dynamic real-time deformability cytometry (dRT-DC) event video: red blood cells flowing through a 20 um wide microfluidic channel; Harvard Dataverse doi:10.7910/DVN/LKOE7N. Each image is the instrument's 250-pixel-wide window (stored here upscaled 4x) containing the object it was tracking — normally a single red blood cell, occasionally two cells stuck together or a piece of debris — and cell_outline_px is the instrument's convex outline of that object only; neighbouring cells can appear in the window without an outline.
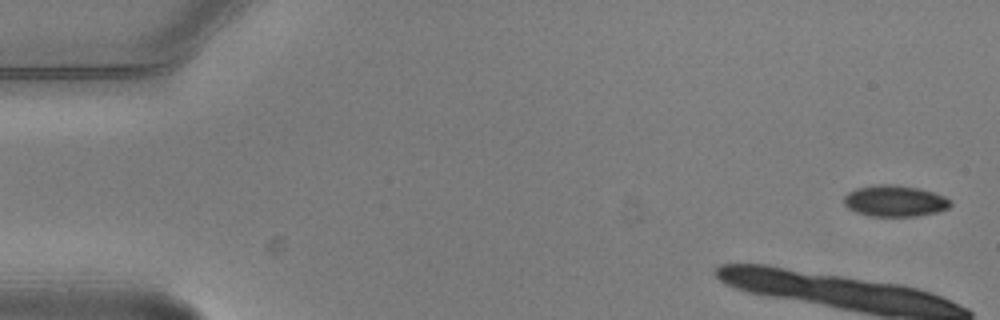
{"species": "common noctule bat (a hibernating species)", "species_latin": "Nyctalus noctula", "temperature_condition": "warm", "stored_images_in_passage": 6, "camera_frame_rate_fps": 3000, "um_per_image_px": 0.085, "animal": {"sex": "male", "body_mass_g": 20.5, "forearm_length_mm": 52.5}, "frame": {"image": 1, "passage_image": 1, "time_ms": 0.0, "image_size_px": [1000, 320], "cell_outline_px": [[952, 204], [948, 208], [936, 212], [916, 216], [872, 216], [856, 212], [848, 208], [844, 204], [844, 196], [848, 192], [856, 188], [880, 184], [888, 184], [916, 188], [932, 192], [944, 196], [952, 200]], "centroid_in_image_um": [76.05, 17.08], "position_along_channel_um": 8.9, "area_um2": 19.25}}